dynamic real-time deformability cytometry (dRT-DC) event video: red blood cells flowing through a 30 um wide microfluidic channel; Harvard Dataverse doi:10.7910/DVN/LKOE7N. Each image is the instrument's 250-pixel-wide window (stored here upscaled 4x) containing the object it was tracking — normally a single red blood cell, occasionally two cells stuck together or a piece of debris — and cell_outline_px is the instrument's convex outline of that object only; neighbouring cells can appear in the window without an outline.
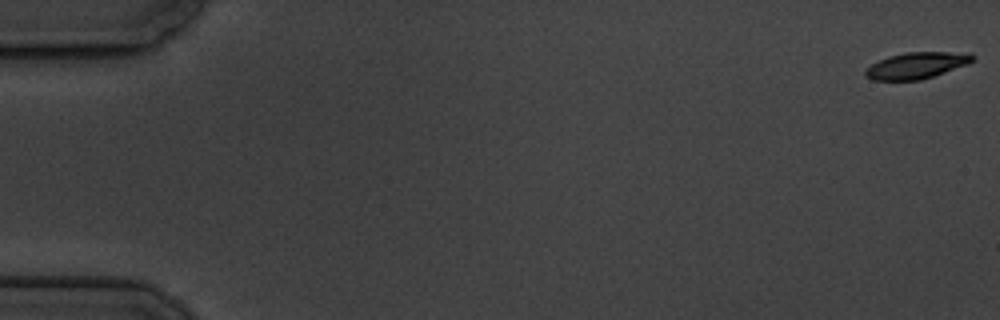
{"species": "common noctule bat (a hibernating species)", "species_latin": "Nyctalus noctula", "temperature_condition": "cold", "stored_images_in_passage": 6, "camera_frame_rate_fps": 3000, "um_per_image_px": 0.085, "animal": {"sex": "male", "body_mass_g": 19.5, "forearm_length_mm": 54.6}, "frame": {"image": 1, "passage_image": 1, "time_ms": 0.0, "image_size_px": [1000, 320], "cell_outline_px": [[976, 56], [968, 64], [920, 80], [872, 80], [864, 76], [864, 72], [872, 64], [888, 56], [908, 52], [968, 52]], "centroid_in_image_um": [77.91, 5.56], "position_along_channel_um": 7.1, "area_um2": 16.36}}
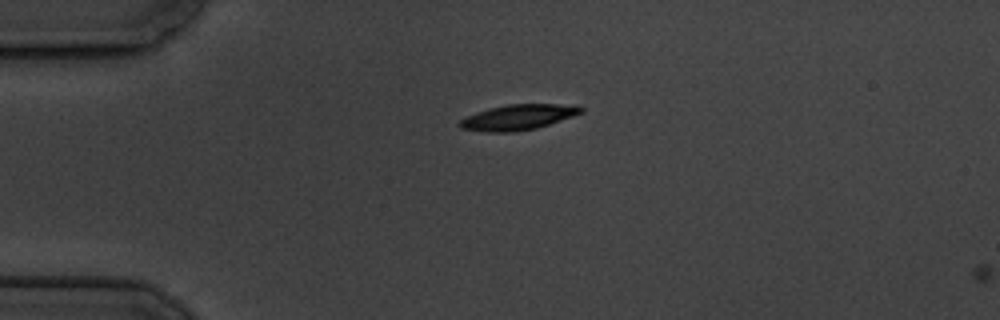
{"frame": {"image": 2, "passage_image": 5, "time_ms": 4.667, "image_size_px": [1000, 320], "cell_outline_px": [[584, 112], [536, 128], [512, 132], [488, 132], [460, 128], [456, 124], [460, 120], [476, 112], [488, 108], [508, 104], [576, 104], [584, 108]], "centroid_in_image_um": [44.04, 9.95], "position_along_channel_um": 41.0, "area_um2": 17.98}}